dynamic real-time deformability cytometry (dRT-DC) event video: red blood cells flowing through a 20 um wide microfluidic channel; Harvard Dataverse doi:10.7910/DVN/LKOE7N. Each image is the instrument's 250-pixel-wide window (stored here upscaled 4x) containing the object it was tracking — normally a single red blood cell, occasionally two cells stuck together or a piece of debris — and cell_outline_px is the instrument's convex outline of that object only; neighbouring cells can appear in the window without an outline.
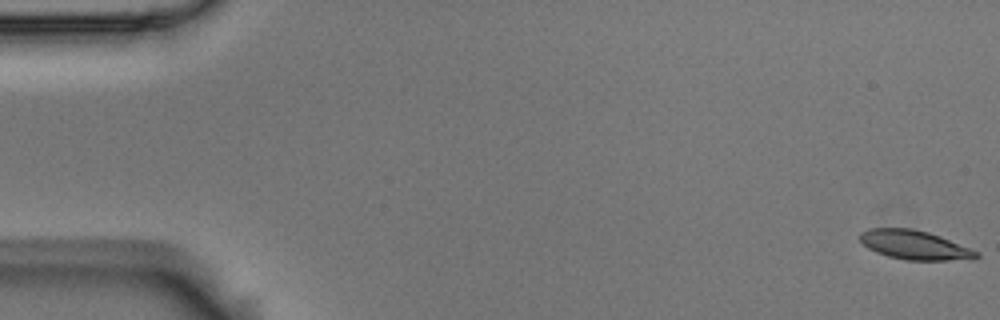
{"species": "Egyptian fruit bat (a non-hibernating species)", "species_latin": "Rousettus aegyptiacus", "temperature_condition": "room temperature", "stored_images_in_passage": 5, "camera_frame_rate_fps": 3000, "um_per_image_px": 0.085, "animal": {"sex": "male"}, "frame": {"image": 1, "passage_image": 1, "time_ms": 0.0, "image_size_px": [1000, 320], "cell_outline_px": [[980, 256], [972, 260], [904, 260], [888, 256], [876, 252], [868, 248], [860, 240], [860, 232], [868, 228], [912, 228], [928, 232], [940, 236], [980, 252]], "centroid_in_image_um": [77.76, 20.83], "position_along_channel_um": 7.2, "area_um2": 19.88}}
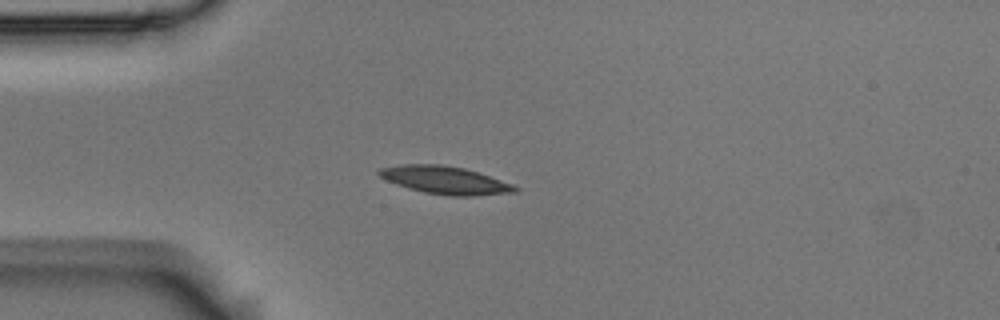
{"frame": {"image": 2, "passage_image": 5, "time_ms": 1.333, "image_size_px": [1000, 320], "cell_outline_px": [[520, 188], [516, 192], [472, 196], [448, 196], [424, 192], [408, 188], [396, 184], [380, 176], [376, 172], [380, 168], [404, 164], [440, 164], [464, 168], [512, 184]], "centroid_in_image_um": [37.82, 15.32], "position_along_channel_um": 47.2, "area_um2": 21.79}}